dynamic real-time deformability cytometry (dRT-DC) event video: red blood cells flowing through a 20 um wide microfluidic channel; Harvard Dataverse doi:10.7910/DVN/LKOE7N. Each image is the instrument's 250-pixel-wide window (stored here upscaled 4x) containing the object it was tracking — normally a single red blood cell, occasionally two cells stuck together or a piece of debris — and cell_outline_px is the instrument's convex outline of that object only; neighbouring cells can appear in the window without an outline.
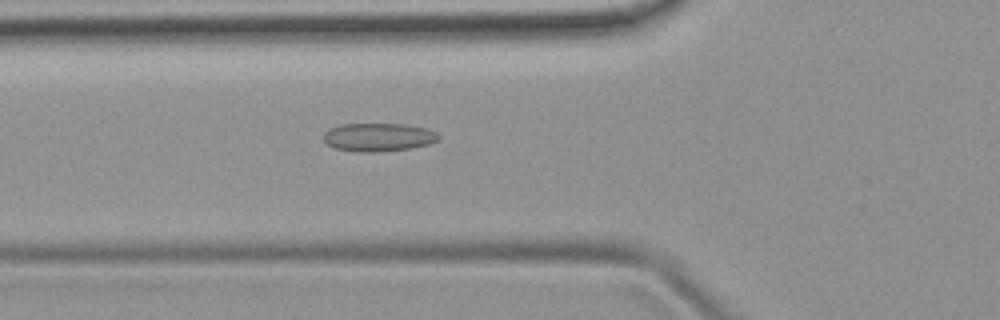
{"species": "common noctule bat (a hibernating species)", "species_latin": "Nyctalus noctula", "temperature_condition": "room temperature", "stored_images_in_passage": 50, "camera_frame_rate_fps": 3000, "um_per_image_px": 0.085, "animal": {"sex": "female", "body_mass_g": 19.9}, "frame": {"image": 1, "passage_image": 18, "time_ms": 5.667, "image_size_px": [1000, 320], "cell_outline_px": [[440, 140], [432, 144], [408, 148], [372, 152], [364, 152], [336, 148], [328, 144], [324, 140], [324, 132], [340, 124], [404, 124], [424, 128], [436, 132], [440, 136]], "centroid_in_image_um": [32.2, 11.65], "position_along_channel_um": 93.6, "area_um2": 18.73}}
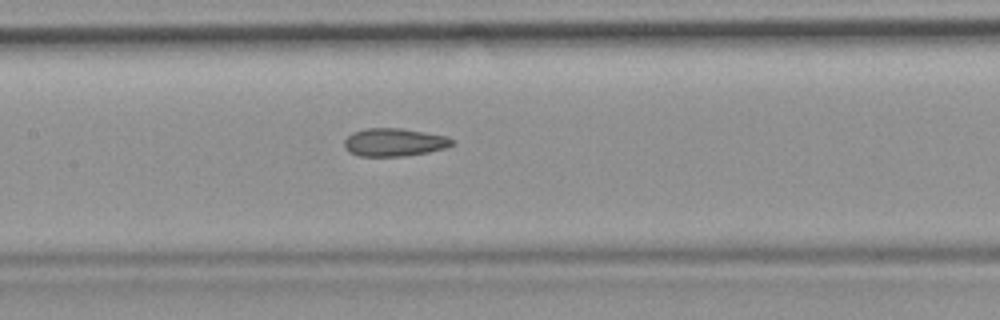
{"frame": {"image": 2, "passage_image": 24, "time_ms": 7.667, "image_size_px": [1000, 320], "cell_outline_px": [[452, 144], [444, 148], [428, 152], [404, 156], [360, 156], [348, 152], [344, 148], [344, 140], [352, 132], [364, 128], [400, 128], [448, 136], [452, 140]], "centroid_in_image_um": [33.45, 12.09], "position_along_channel_um": 173.9, "area_um2": 17.57}}
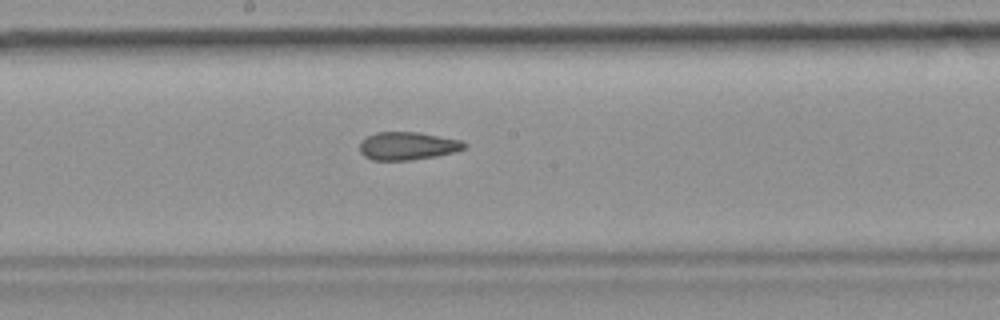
{"frame": {"image": 3, "passage_image": 27, "time_ms": 8.667, "image_size_px": [1000, 320], "cell_outline_px": [[468, 144], [464, 148], [452, 152], [436, 156], [408, 160], [372, 160], [364, 156], [360, 152], [360, 140], [376, 132], [420, 132], [460, 140]], "centroid_in_image_um": [34.61, 12.39], "position_along_channel_um": 213.6, "area_um2": 16.99}, "authors_computed_cell_mechanics": {"area_um2": 18.1492, "velocity_mm_per_s": 3.998, "shape_relaxation_time_tau1_ms": null, "shape_relaxation_time_tau2_ms": 2.7209, "deformation_change_tau1": null, "deformation_change_tau2": 0.1046}}